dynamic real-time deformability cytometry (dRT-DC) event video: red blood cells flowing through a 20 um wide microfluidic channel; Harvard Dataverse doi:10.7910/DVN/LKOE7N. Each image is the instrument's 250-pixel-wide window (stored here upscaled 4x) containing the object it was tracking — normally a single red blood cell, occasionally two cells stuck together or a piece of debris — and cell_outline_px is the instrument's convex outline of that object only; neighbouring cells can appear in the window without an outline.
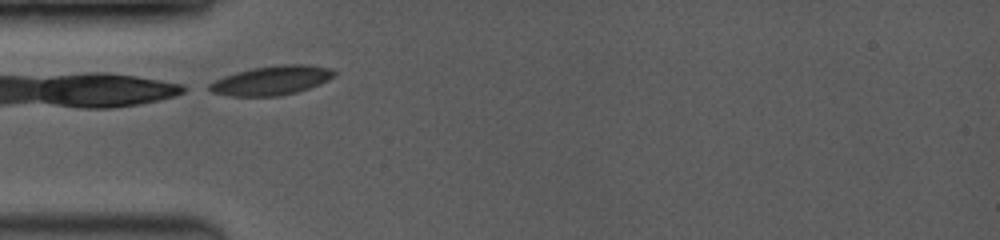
{"species": "common noctule bat (a hibernating species)", "species_latin": "Nyctalus noctula", "temperature_condition": "room temperature", "stored_images_in_passage": 68, "camera_frame_rate_fps": 3500, "um_per_image_px": 0.085, "animal": {"sex": "female", "body_mass_g": 19.0, "forearm_length_mm": 53.3}, "frame": {"image": 1, "passage_image": 1, "time_ms": 0.0, "image_size_px": [1000, 240], "cell_outline_px": [[336, 72], [328, 80], [308, 88], [296, 92], [280, 96], [228, 96], [212, 92], [208, 88], [208, 84], [224, 76], [236, 72], [252, 68], [280, 64], [308, 64], [332, 68]], "centroid_in_image_um": [23.08, 6.83], "position_along_channel_um": 61.9, "area_um2": 21.21}}
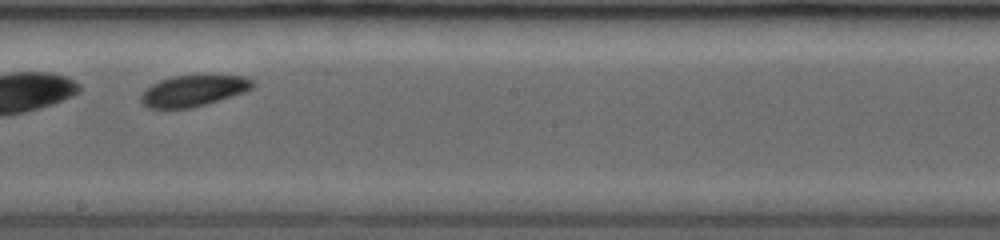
{"frame": {"image": 2, "passage_image": 30, "time_ms": 4.286, "image_size_px": [1000, 240], "cell_outline_px": [[256, 84], [252, 88], [244, 92], [192, 108], [148, 108], [140, 100], [140, 96], [152, 84], [160, 80], [172, 76], [208, 72], [244, 76], [256, 80]], "centroid_in_image_um": [16.53, 7.64], "position_along_channel_um": 231.7, "area_um2": 21.04}}
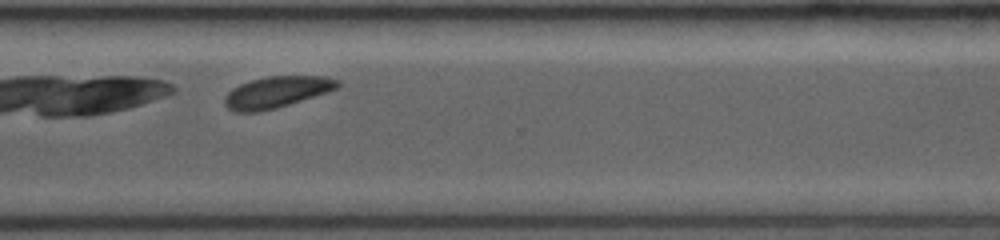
{"frame": {"image": 3, "passage_image": 53, "time_ms": 7.143, "image_size_px": [1000, 240], "cell_outline_px": [[340, 84], [336, 88], [276, 108], [260, 112], [236, 112], [228, 108], [224, 104], [224, 96], [232, 88], [240, 84], [252, 80], [268, 76], [320, 76], [340, 80]], "centroid_in_image_um": [23.44, 7.83], "position_along_channel_um": 347.2, "area_um2": 20.29}, "authors_computed_cell_mechanics": {"area_um2": 20.6635, "velocity_mm_per_s": 4.0165, "shape_relaxation_time_tau1_ms": null, "shape_relaxation_time_tau2_ms": 3.5379, "deformation_change_tau1": null, "deformation_change_tau2": 0.0788}}